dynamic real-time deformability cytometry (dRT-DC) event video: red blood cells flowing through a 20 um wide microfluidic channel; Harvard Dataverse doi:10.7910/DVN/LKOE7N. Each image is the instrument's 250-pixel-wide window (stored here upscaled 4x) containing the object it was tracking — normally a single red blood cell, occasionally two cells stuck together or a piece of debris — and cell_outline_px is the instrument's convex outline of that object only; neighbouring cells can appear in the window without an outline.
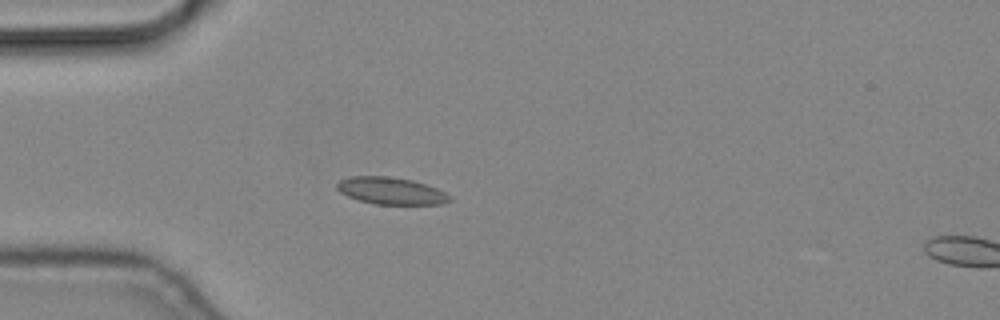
{"species": "common noctule bat (a hibernating species)", "species_latin": "Nyctalus noctula", "temperature_condition": "cold", "stored_images_in_passage": 5, "camera_frame_rate_fps": 3000, "um_per_image_px": 0.085, "animal": {"sex": "male", "body_mass_g": 19.2, "forearm_length_mm": 51.8}, "frame": {"image": 1, "passage_image": 4, "time_ms": 1.0, "image_size_px": [1000, 320], "cell_outline_px": [[452, 200], [444, 204], [376, 204], [360, 200], [348, 196], [340, 192], [336, 188], [336, 184], [340, 180], [352, 176], [388, 176], [412, 180], [436, 188], [452, 196]], "centroid_in_image_um": [33.25, 16.22], "position_along_channel_um": 51.8, "area_um2": 17.69}}